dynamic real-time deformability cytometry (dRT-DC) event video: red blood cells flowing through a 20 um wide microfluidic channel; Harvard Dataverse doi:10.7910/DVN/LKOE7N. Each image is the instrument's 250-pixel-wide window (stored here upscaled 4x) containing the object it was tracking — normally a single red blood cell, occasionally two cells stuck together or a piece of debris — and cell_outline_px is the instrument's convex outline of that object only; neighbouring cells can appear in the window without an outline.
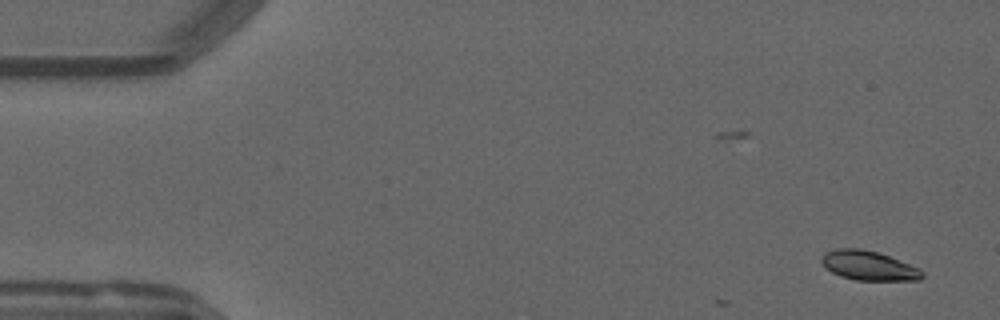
{"species": "common noctule bat (a hibernating species)", "species_latin": "Nyctalus noctula", "temperature_condition": "warm", "stored_images_in_passage": 8, "camera_frame_rate_fps": 3000, "um_per_image_px": 0.085, "animal": {"sex": "male", "forearm_length_mm": 52.5}, "frame": {"image": 1, "passage_image": 2, "time_ms": 0.333, "image_size_px": [1000, 320], "cell_outline_px": [[924, 276], [920, 280], [856, 280], [840, 276], [824, 268], [820, 260], [824, 252], [836, 248], [860, 248], [880, 252], [920, 268], [924, 272]], "centroid_in_image_um": [73.83, 22.56], "position_along_channel_um": 11.2, "area_um2": 17.57}}